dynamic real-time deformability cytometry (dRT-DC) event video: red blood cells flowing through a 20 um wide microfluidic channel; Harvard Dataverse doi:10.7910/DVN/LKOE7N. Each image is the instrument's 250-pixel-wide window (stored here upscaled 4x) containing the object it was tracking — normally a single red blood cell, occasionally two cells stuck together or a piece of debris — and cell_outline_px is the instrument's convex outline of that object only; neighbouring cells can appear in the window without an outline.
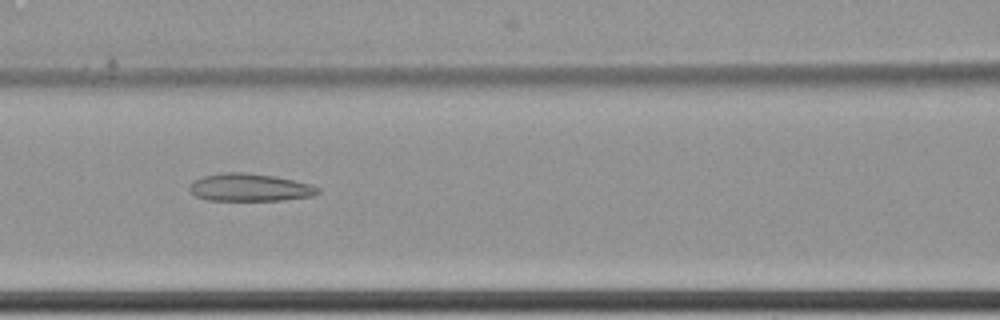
{"species": "common noctule bat (a hibernating species)", "species_latin": "Nyctalus noctula", "temperature_condition": "cold", "stored_images_in_passage": 9, "camera_frame_rate_fps": 3000, "um_per_image_px": 0.085, "animal": {"sex": "female", "body_mass_g": 22.7, "forearm_length_mm": 54.2}, "frame": {"image": 1, "passage_image": 9, "time_ms": 2.667, "image_size_px": [1000, 320], "cell_outline_px": [[320, 192], [312, 196], [284, 200], [208, 200], [196, 196], [188, 188], [200, 176], [224, 172], [248, 172], [276, 176], [308, 184], [320, 188]], "centroid_in_image_um": [21.23, 15.92], "position_along_channel_um": 145.4, "area_um2": 20.63}}